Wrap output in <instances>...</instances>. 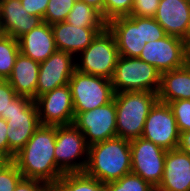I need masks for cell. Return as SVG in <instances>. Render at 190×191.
I'll use <instances>...</instances> for the list:
<instances>
[{
    "instance_id": "cell-1",
    "label": "cell",
    "mask_w": 190,
    "mask_h": 191,
    "mask_svg": "<svg viewBox=\"0 0 190 191\" xmlns=\"http://www.w3.org/2000/svg\"><path fill=\"white\" fill-rule=\"evenodd\" d=\"M55 142L56 126L40 124L13 159L23 178L44 182L49 187L58 182L64 172L56 165Z\"/></svg>"
},
{
    "instance_id": "cell-2",
    "label": "cell",
    "mask_w": 190,
    "mask_h": 191,
    "mask_svg": "<svg viewBox=\"0 0 190 191\" xmlns=\"http://www.w3.org/2000/svg\"><path fill=\"white\" fill-rule=\"evenodd\" d=\"M84 173L102 183L131 173L130 140L114 137L89 146Z\"/></svg>"
},
{
    "instance_id": "cell-3",
    "label": "cell",
    "mask_w": 190,
    "mask_h": 191,
    "mask_svg": "<svg viewBox=\"0 0 190 191\" xmlns=\"http://www.w3.org/2000/svg\"><path fill=\"white\" fill-rule=\"evenodd\" d=\"M108 29L113 33L119 55L139 58L143 47L167 34L154 17L122 16L110 20Z\"/></svg>"
},
{
    "instance_id": "cell-4",
    "label": "cell",
    "mask_w": 190,
    "mask_h": 191,
    "mask_svg": "<svg viewBox=\"0 0 190 191\" xmlns=\"http://www.w3.org/2000/svg\"><path fill=\"white\" fill-rule=\"evenodd\" d=\"M117 137L127 140L140 138L158 94L149 91H126L114 94Z\"/></svg>"
},
{
    "instance_id": "cell-5",
    "label": "cell",
    "mask_w": 190,
    "mask_h": 191,
    "mask_svg": "<svg viewBox=\"0 0 190 191\" xmlns=\"http://www.w3.org/2000/svg\"><path fill=\"white\" fill-rule=\"evenodd\" d=\"M111 82L114 93L149 91L158 94L161 72L139 58L120 56Z\"/></svg>"
},
{
    "instance_id": "cell-6",
    "label": "cell",
    "mask_w": 190,
    "mask_h": 191,
    "mask_svg": "<svg viewBox=\"0 0 190 191\" xmlns=\"http://www.w3.org/2000/svg\"><path fill=\"white\" fill-rule=\"evenodd\" d=\"M119 50L113 33L106 27L76 58V69L82 73L112 79Z\"/></svg>"
},
{
    "instance_id": "cell-7",
    "label": "cell",
    "mask_w": 190,
    "mask_h": 191,
    "mask_svg": "<svg viewBox=\"0 0 190 191\" xmlns=\"http://www.w3.org/2000/svg\"><path fill=\"white\" fill-rule=\"evenodd\" d=\"M7 138L9 142V160L17 154L40 126L36 102L26 96H17L8 109Z\"/></svg>"
},
{
    "instance_id": "cell-8",
    "label": "cell",
    "mask_w": 190,
    "mask_h": 191,
    "mask_svg": "<svg viewBox=\"0 0 190 191\" xmlns=\"http://www.w3.org/2000/svg\"><path fill=\"white\" fill-rule=\"evenodd\" d=\"M68 85L71 90L74 115L106 105L114 98L111 80L86 74L77 69L72 74Z\"/></svg>"
},
{
    "instance_id": "cell-9",
    "label": "cell",
    "mask_w": 190,
    "mask_h": 191,
    "mask_svg": "<svg viewBox=\"0 0 190 191\" xmlns=\"http://www.w3.org/2000/svg\"><path fill=\"white\" fill-rule=\"evenodd\" d=\"M88 149L83 133L74 124L56 126L54 157L64 173L84 172Z\"/></svg>"
},
{
    "instance_id": "cell-10",
    "label": "cell",
    "mask_w": 190,
    "mask_h": 191,
    "mask_svg": "<svg viewBox=\"0 0 190 191\" xmlns=\"http://www.w3.org/2000/svg\"><path fill=\"white\" fill-rule=\"evenodd\" d=\"M131 172L153 187L163 178L166 150L142 137L130 140Z\"/></svg>"
},
{
    "instance_id": "cell-11",
    "label": "cell",
    "mask_w": 190,
    "mask_h": 191,
    "mask_svg": "<svg viewBox=\"0 0 190 191\" xmlns=\"http://www.w3.org/2000/svg\"><path fill=\"white\" fill-rule=\"evenodd\" d=\"M187 43L184 39L166 35L145 44L139 56L144 62L154 66L161 73L186 65Z\"/></svg>"
},
{
    "instance_id": "cell-12",
    "label": "cell",
    "mask_w": 190,
    "mask_h": 191,
    "mask_svg": "<svg viewBox=\"0 0 190 191\" xmlns=\"http://www.w3.org/2000/svg\"><path fill=\"white\" fill-rule=\"evenodd\" d=\"M73 124L83 133L88 146L117 137L114 99L106 105L78 113Z\"/></svg>"
},
{
    "instance_id": "cell-13",
    "label": "cell",
    "mask_w": 190,
    "mask_h": 191,
    "mask_svg": "<svg viewBox=\"0 0 190 191\" xmlns=\"http://www.w3.org/2000/svg\"><path fill=\"white\" fill-rule=\"evenodd\" d=\"M179 136L180 132L170 106L157 101L146 118L141 137L169 151L178 147Z\"/></svg>"
},
{
    "instance_id": "cell-14",
    "label": "cell",
    "mask_w": 190,
    "mask_h": 191,
    "mask_svg": "<svg viewBox=\"0 0 190 191\" xmlns=\"http://www.w3.org/2000/svg\"><path fill=\"white\" fill-rule=\"evenodd\" d=\"M35 102L41 125L62 126L73 124L74 105L68 84L39 96Z\"/></svg>"
},
{
    "instance_id": "cell-15",
    "label": "cell",
    "mask_w": 190,
    "mask_h": 191,
    "mask_svg": "<svg viewBox=\"0 0 190 191\" xmlns=\"http://www.w3.org/2000/svg\"><path fill=\"white\" fill-rule=\"evenodd\" d=\"M76 70V56L56 50L45 61L40 62L36 99L57 87L68 84Z\"/></svg>"
},
{
    "instance_id": "cell-16",
    "label": "cell",
    "mask_w": 190,
    "mask_h": 191,
    "mask_svg": "<svg viewBox=\"0 0 190 191\" xmlns=\"http://www.w3.org/2000/svg\"><path fill=\"white\" fill-rule=\"evenodd\" d=\"M43 22L39 16L28 14L21 0H0V32L19 39Z\"/></svg>"
},
{
    "instance_id": "cell-17",
    "label": "cell",
    "mask_w": 190,
    "mask_h": 191,
    "mask_svg": "<svg viewBox=\"0 0 190 191\" xmlns=\"http://www.w3.org/2000/svg\"><path fill=\"white\" fill-rule=\"evenodd\" d=\"M57 50L76 55L84 51L105 28H84L65 21L51 25Z\"/></svg>"
},
{
    "instance_id": "cell-18",
    "label": "cell",
    "mask_w": 190,
    "mask_h": 191,
    "mask_svg": "<svg viewBox=\"0 0 190 191\" xmlns=\"http://www.w3.org/2000/svg\"><path fill=\"white\" fill-rule=\"evenodd\" d=\"M164 191H190V155L178 148L167 151L159 186Z\"/></svg>"
},
{
    "instance_id": "cell-19",
    "label": "cell",
    "mask_w": 190,
    "mask_h": 191,
    "mask_svg": "<svg viewBox=\"0 0 190 191\" xmlns=\"http://www.w3.org/2000/svg\"><path fill=\"white\" fill-rule=\"evenodd\" d=\"M154 19L167 35L182 38L187 43L189 0H160Z\"/></svg>"
},
{
    "instance_id": "cell-20",
    "label": "cell",
    "mask_w": 190,
    "mask_h": 191,
    "mask_svg": "<svg viewBox=\"0 0 190 191\" xmlns=\"http://www.w3.org/2000/svg\"><path fill=\"white\" fill-rule=\"evenodd\" d=\"M18 43L20 53L39 63L57 50L52 27L44 21L21 36Z\"/></svg>"
},
{
    "instance_id": "cell-21",
    "label": "cell",
    "mask_w": 190,
    "mask_h": 191,
    "mask_svg": "<svg viewBox=\"0 0 190 191\" xmlns=\"http://www.w3.org/2000/svg\"><path fill=\"white\" fill-rule=\"evenodd\" d=\"M39 67V62L22 53L18 54L12 73L7 79L17 95L36 100Z\"/></svg>"
},
{
    "instance_id": "cell-22",
    "label": "cell",
    "mask_w": 190,
    "mask_h": 191,
    "mask_svg": "<svg viewBox=\"0 0 190 191\" xmlns=\"http://www.w3.org/2000/svg\"><path fill=\"white\" fill-rule=\"evenodd\" d=\"M190 100V68H181L161 73L158 101L169 103L174 100Z\"/></svg>"
},
{
    "instance_id": "cell-23",
    "label": "cell",
    "mask_w": 190,
    "mask_h": 191,
    "mask_svg": "<svg viewBox=\"0 0 190 191\" xmlns=\"http://www.w3.org/2000/svg\"><path fill=\"white\" fill-rule=\"evenodd\" d=\"M51 188L54 191H107L106 183H102L84 172L64 173Z\"/></svg>"
},
{
    "instance_id": "cell-24",
    "label": "cell",
    "mask_w": 190,
    "mask_h": 191,
    "mask_svg": "<svg viewBox=\"0 0 190 191\" xmlns=\"http://www.w3.org/2000/svg\"><path fill=\"white\" fill-rule=\"evenodd\" d=\"M65 22L81 28H106L107 22L94 7L76 0Z\"/></svg>"
},
{
    "instance_id": "cell-25",
    "label": "cell",
    "mask_w": 190,
    "mask_h": 191,
    "mask_svg": "<svg viewBox=\"0 0 190 191\" xmlns=\"http://www.w3.org/2000/svg\"><path fill=\"white\" fill-rule=\"evenodd\" d=\"M19 51V43L9 35L0 34V80L11 75Z\"/></svg>"
},
{
    "instance_id": "cell-26",
    "label": "cell",
    "mask_w": 190,
    "mask_h": 191,
    "mask_svg": "<svg viewBox=\"0 0 190 191\" xmlns=\"http://www.w3.org/2000/svg\"><path fill=\"white\" fill-rule=\"evenodd\" d=\"M152 187L150 183L132 172L119 180L106 183L107 191H150Z\"/></svg>"
},
{
    "instance_id": "cell-27",
    "label": "cell",
    "mask_w": 190,
    "mask_h": 191,
    "mask_svg": "<svg viewBox=\"0 0 190 191\" xmlns=\"http://www.w3.org/2000/svg\"><path fill=\"white\" fill-rule=\"evenodd\" d=\"M76 0H50L43 21L52 25L66 20Z\"/></svg>"
},
{
    "instance_id": "cell-28",
    "label": "cell",
    "mask_w": 190,
    "mask_h": 191,
    "mask_svg": "<svg viewBox=\"0 0 190 191\" xmlns=\"http://www.w3.org/2000/svg\"><path fill=\"white\" fill-rule=\"evenodd\" d=\"M168 105L176 119L179 132L190 131V100H174L169 102Z\"/></svg>"
},
{
    "instance_id": "cell-29",
    "label": "cell",
    "mask_w": 190,
    "mask_h": 191,
    "mask_svg": "<svg viewBox=\"0 0 190 191\" xmlns=\"http://www.w3.org/2000/svg\"><path fill=\"white\" fill-rule=\"evenodd\" d=\"M133 6V0H104V20L108 23L110 20L129 16Z\"/></svg>"
},
{
    "instance_id": "cell-30",
    "label": "cell",
    "mask_w": 190,
    "mask_h": 191,
    "mask_svg": "<svg viewBox=\"0 0 190 191\" xmlns=\"http://www.w3.org/2000/svg\"><path fill=\"white\" fill-rule=\"evenodd\" d=\"M22 178L23 176L16 164L10 161L0 170V191H14Z\"/></svg>"
},
{
    "instance_id": "cell-31",
    "label": "cell",
    "mask_w": 190,
    "mask_h": 191,
    "mask_svg": "<svg viewBox=\"0 0 190 191\" xmlns=\"http://www.w3.org/2000/svg\"><path fill=\"white\" fill-rule=\"evenodd\" d=\"M18 95L7 80H0V118L7 121L8 109Z\"/></svg>"
},
{
    "instance_id": "cell-32",
    "label": "cell",
    "mask_w": 190,
    "mask_h": 191,
    "mask_svg": "<svg viewBox=\"0 0 190 191\" xmlns=\"http://www.w3.org/2000/svg\"><path fill=\"white\" fill-rule=\"evenodd\" d=\"M160 0H133L131 14L135 17H154Z\"/></svg>"
},
{
    "instance_id": "cell-33",
    "label": "cell",
    "mask_w": 190,
    "mask_h": 191,
    "mask_svg": "<svg viewBox=\"0 0 190 191\" xmlns=\"http://www.w3.org/2000/svg\"><path fill=\"white\" fill-rule=\"evenodd\" d=\"M50 0H21L22 6L30 15L45 16L46 8Z\"/></svg>"
},
{
    "instance_id": "cell-34",
    "label": "cell",
    "mask_w": 190,
    "mask_h": 191,
    "mask_svg": "<svg viewBox=\"0 0 190 191\" xmlns=\"http://www.w3.org/2000/svg\"><path fill=\"white\" fill-rule=\"evenodd\" d=\"M49 186L41 181L22 178L15 187L14 191H46Z\"/></svg>"
},
{
    "instance_id": "cell-35",
    "label": "cell",
    "mask_w": 190,
    "mask_h": 191,
    "mask_svg": "<svg viewBox=\"0 0 190 191\" xmlns=\"http://www.w3.org/2000/svg\"><path fill=\"white\" fill-rule=\"evenodd\" d=\"M8 127L6 120L0 118V153L9 159V142L7 138Z\"/></svg>"
},
{
    "instance_id": "cell-36",
    "label": "cell",
    "mask_w": 190,
    "mask_h": 191,
    "mask_svg": "<svg viewBox=\"0 0 190 191\" xmlns=\"http://www.w3.org/2000/svg\"><path fill=\"white\" fill-rule=\"evenodd\" d=\"M177 148L190 155V131L180 133L179 144Z\"/></svg>"
},
{
    "instance_id": "cell-37",
    "label": "cell",
    "mask_w": 190,
    "mask_h": 191,
    "mask_svg": "<svg viewBox=\"0 0 190 191\" xmlns=\"http://www.w3.org/2000/svg\"><path fill=\"white\" fill-rule=\"evenodd\" d=\"M98 10L104 19V0H80Z\"/></svg>"
},
{
    "instance_id": "cell-38",
    "label": "cell",
    "mask_w": 190,
    "mask_h": 191,
    "mask_svg": "<svg viewBox=\"0 0 190 191\" xmlns=\"http://www.w3.org/2000/svg\"><path fill=\"white\" fill-rule=\"evenodd\" d=\"M10 160L3 154L0 153V170L5 167Z\"/></svg>"
},
{
    "instance_id": "cell-39",
    "label": "cell",
    "mask_w": 190,
    "mask_h": 191,
    "mask_svg": "<svg viewBox=\"0 0 190 191\" xmlns=\"http://www.w3.org/2000/svg\"><path fill=\"white\" fill-rule=\"evenodd\" d=\"M186 65L190 68V42L187 43Z\"/></svg>"
},
{
    "instance_id": "cell-40",
    "label": "cell",
    "mask_w": 190,
    "mask_h": 191,
    "mask_svg": "<svg viewBox=\"0 0 190 191\" xmlns=\"http://www.w3.org/2000/svg\"><path fill=\"white\" fill-rule=\"evenodd\" d=\"M190 42V0H189V20H188V28H187V43Z\"/></svg>"
},
{
    "instance_id": "cell-41",
    "label": "cell",
    "mask_w": 190,
    "mask_h": 191,
    "mask_svg": "<svg viewBox=\"0 0 190 191\" xmlns=\"http://www.w3.org/2000/svg\"><path fill=\"white\" fill-rule=\"evenodd\" d=\"M150 191H164V190H162L160 187H158V186H154V187H152V189L150 190Z\"/></svg>"
},
{
    "instance_id": "cell-42",
    "label": "cell",
    "mask_w": 190,
    "mask_h": 191,
    "mask_svg": "<svg viewBox=\"0 0 190 191\" xmlns=\"http://www.w3.org/2000/svg\"><path fill=\"white\" fill-rule=\"evenodd\" d=\"M46 191H54L51 187H49Z\"/></svg>"
}]
</instances>
